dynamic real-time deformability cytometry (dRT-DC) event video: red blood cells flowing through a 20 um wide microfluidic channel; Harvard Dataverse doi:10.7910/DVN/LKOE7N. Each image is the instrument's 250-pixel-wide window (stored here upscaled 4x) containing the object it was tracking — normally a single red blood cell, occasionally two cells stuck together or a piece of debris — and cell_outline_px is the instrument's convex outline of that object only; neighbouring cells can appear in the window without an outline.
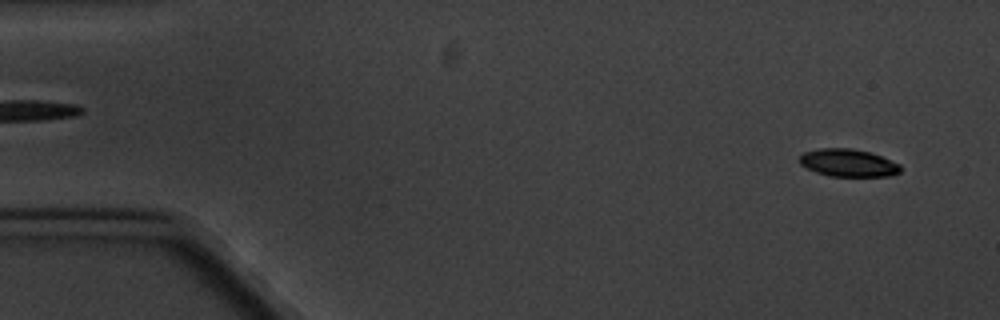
{"species": "common noctule bat (a hibernating species)", "species_latin": "Nyctalus noctula", "temperature_condition": "cold", "stored_images_in_passage": 4, "camera_frame_rate_fps": 3000, "um_per_image_px": 0.085, "animal": {"sex": "male", "body_mass_g": 20.1, "forearm_length_mm": 53.5}, "frame": {"image": 1, "passage_image": 1, "time_ms": 0.0, "image_size_px": [1000, 320], "cell_outline_px": [[900, 172], [892, 176], [832, 176], [816, 172], [800, 164], [800, 156], [804, 152], [820, 148], [852, 148], [868, 152], [880, 156], [900, 164]], "centroid_in_image_um": [72.1, 13.84], "position_along_channel_um": 12.9, "area_um2": 16.07}}
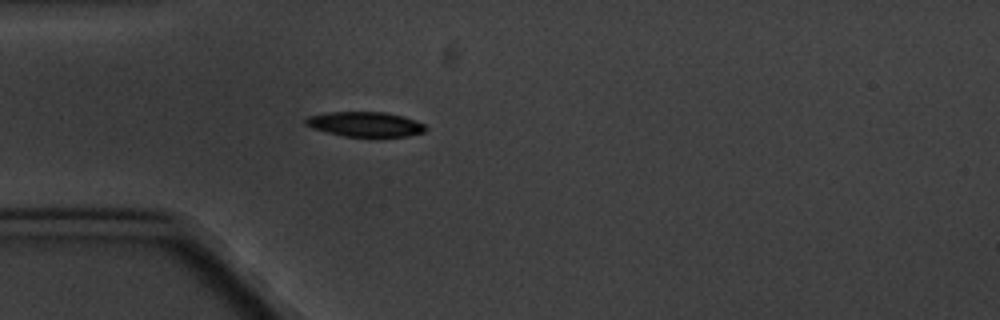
{"frame": {"image": 2, "passage_image": 4, "time_ms": 4.333, "image_size_px": [1000, 320], "cell_outline_px": [[428, 128], [424, 132], [408, 136], [380, 140], [344, 136], [312, 128], [304, 124], [304, 120], [308, 116], [328, 112], [384, 112], [404, 116], [416, 120], [424, 124]], "centroid_in_image_um": [31.1, 10.61], "position_along_channel_um": 53.9, "area_um2": 18.26}}